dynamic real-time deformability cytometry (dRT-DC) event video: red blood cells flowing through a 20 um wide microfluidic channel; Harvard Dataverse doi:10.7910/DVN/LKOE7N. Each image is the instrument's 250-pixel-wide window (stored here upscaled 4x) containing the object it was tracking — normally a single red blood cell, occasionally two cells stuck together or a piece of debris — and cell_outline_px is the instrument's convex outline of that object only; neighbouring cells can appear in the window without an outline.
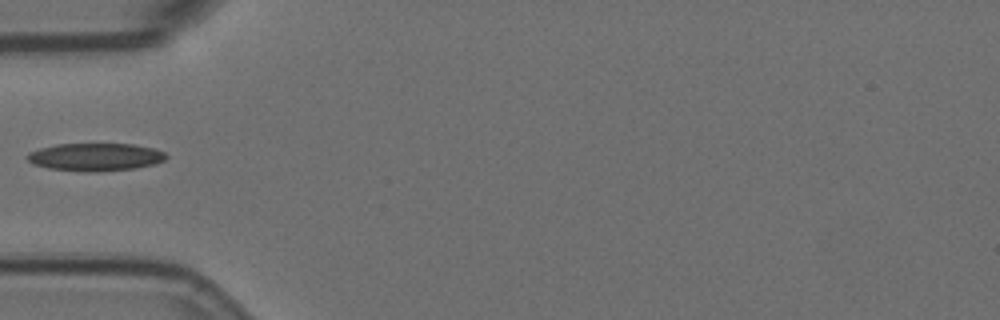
{"species": "Egyptian fruit bat (a non-hibernating species)", "species_latin": "Rousettus aegyptiacus", "temperature_condition": "room temperature", "stored_images_in_passage": 5, "camera_frame_rate_fps": 3000, "um_per_image_px": 0.085, "animal": {"sex": "female"}, "frame": {"image": 1, "passage_image": 4, "time_ms": 1.0, "image_size_px": [1000, 320], "cell_outline_px": [[168, 156], [164, 160], [156, 164], [132, 168], [100, 172], [80, 172], [48, 168], [32, 164], [24, 156], [28, 152], [40, 148], [56, 144], [132, 144], [156, 148], [164, 152]], "centroid_in_image_um": [8.08, 13.35], "position_along_channel_um": 76.9, "area_um2": 22.77}}
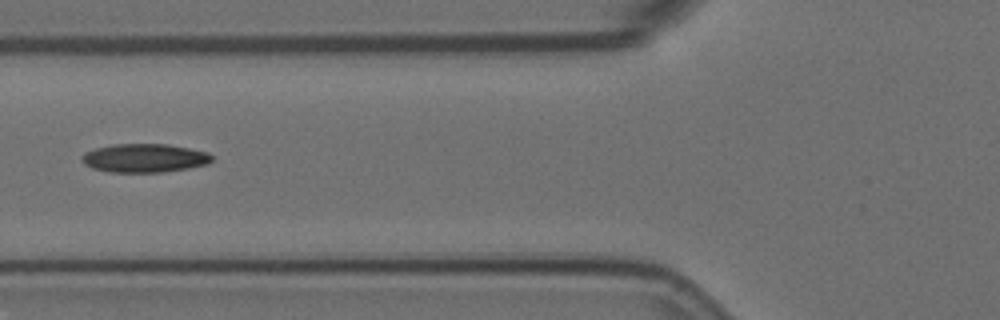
{"frame": {"image": 2, "passage_image": 5, "time_ms": 1.333, "image_size_px": [1000, 320], "cell_outline_px": [[212, 160], [208, 164], [188, 168], [164, 172], [108, 172], [92, 168], [84, 164], [80, 160], [80, 156], [84, 152], [96, 148], [112, 144], [168, 144], [208, 152], [212, 156]], "centroid_in_image_um": [12.24, 13.43], "position_along_channel_um": 113.6, "area_um2": 21.85}}